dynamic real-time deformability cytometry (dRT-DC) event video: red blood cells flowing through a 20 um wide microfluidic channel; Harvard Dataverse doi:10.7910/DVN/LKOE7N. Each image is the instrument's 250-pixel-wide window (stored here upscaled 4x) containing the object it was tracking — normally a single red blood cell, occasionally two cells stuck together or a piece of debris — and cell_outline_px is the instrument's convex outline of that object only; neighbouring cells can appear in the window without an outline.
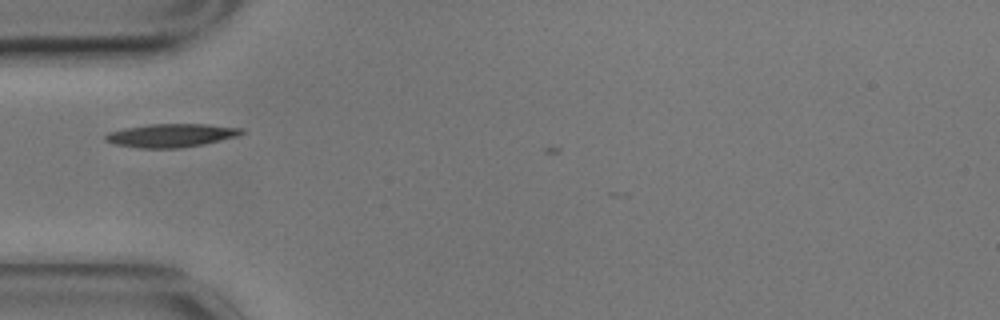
{"species": "common noctule bat (a hibernating species)", "species_latin": "Nyctalus noctula", "temperature_condition": "cold", "stored_images_in_passage": 5, "camera_frame_rate_fps": 3000, "um_per_image_px": 0.085, "animal": {"sex": "male", "body_mass_g": 17.9}, "frame": {"image": 1, "passage_image": 3, "time_ms": 0.667, "image_size_px": [1000, 320], "cell_outline_px": [[248, 132], [240, 136], [204, 144], [180, 148], [140, 148], [112, 144], [104, 140], [104, 136], [108, 132], [124, 128], [148, 124], [208, 124], [244, 128]], "centroid_in_image_um": [14.59, 11.51], "position_along_channel_um": 70.4, "area_um2": 18.96}}